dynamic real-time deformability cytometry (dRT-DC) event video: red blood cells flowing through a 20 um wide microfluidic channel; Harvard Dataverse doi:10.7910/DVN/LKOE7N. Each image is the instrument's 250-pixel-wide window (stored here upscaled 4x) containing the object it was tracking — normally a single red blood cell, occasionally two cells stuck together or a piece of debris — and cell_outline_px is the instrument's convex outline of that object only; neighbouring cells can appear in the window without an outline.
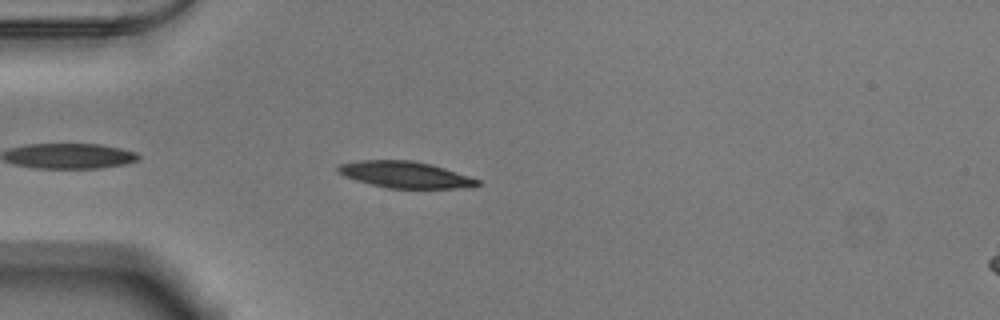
{"species": "Egyptian fruit bat (a non-hibernating species)", "species_latin": "Rousettus aegyptiacus", "temperature_condition": "warm", "stored_images_in_passage": 28, "camera_frame_rate_fps": 3000, "um_per_image_px": 0.085, "animal": {"sex": "male"}, "frame": {"image": 1, "passage_image": 4, "time_ms": 1.0, "image_size_px": [1000, 320], "cell_outline_px": [[480, 184], [456, 188], [388, 188], [356, 180], [344, 176], [336, 172], [336, 168], [340, 164], [360, 160], [412, 160], [444, 168], [480, 180]], "centroid_in_image_um": [34.37, 14.84], "position_along_channel_um": 50.6, "area_um2": 21.15}}
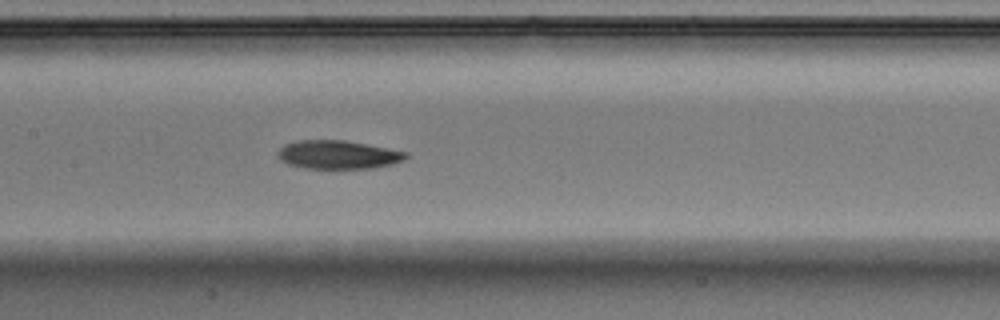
{"frame": {"image": 2, "passage_image": 15, "time_ms": 4.667, "image_size_px": [1000, 320], "cell_outline_px": [[408, 156], [404, 160], [392, 164], [372, 168], [304, 168], [288, 164], [280, 160], [276, 156], [276, 152], [284, 144], [296, 140], [344, 140], [388, 148], [408, 152]], "centroid_in_image_um": [28.7, 13.14], "position_along_channel_um": 178.7, "area_um2": 21.39}}
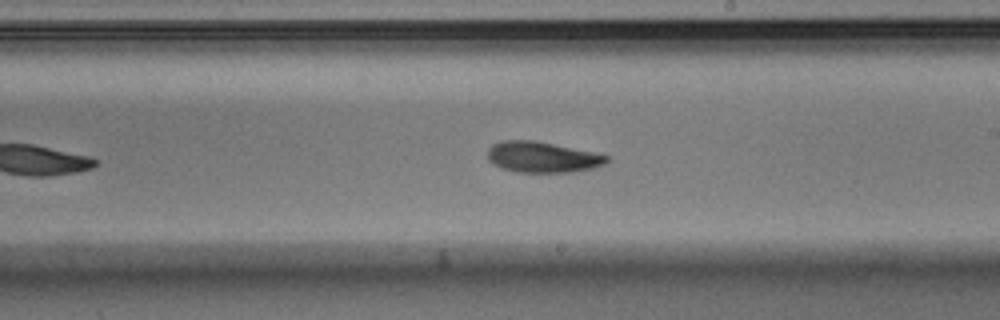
{"frame": {"image": 3, "passage_image": 20, "time_ms": 6.333, "image_size_px": [1000, 320], "cell_outline_px": [[608, 160], [604, 164], [592, 168], [572, 172], [516, 172], [500, 168], [492, 164], [488, 160], [488, 148], [492, 144], [504, 140], [532, 140], [592, 152], [608, 156]], "centroid_in_image_um": [46.03, 13.36], "position_along_channel_um": 243.0, "area_um2": 21.21}}